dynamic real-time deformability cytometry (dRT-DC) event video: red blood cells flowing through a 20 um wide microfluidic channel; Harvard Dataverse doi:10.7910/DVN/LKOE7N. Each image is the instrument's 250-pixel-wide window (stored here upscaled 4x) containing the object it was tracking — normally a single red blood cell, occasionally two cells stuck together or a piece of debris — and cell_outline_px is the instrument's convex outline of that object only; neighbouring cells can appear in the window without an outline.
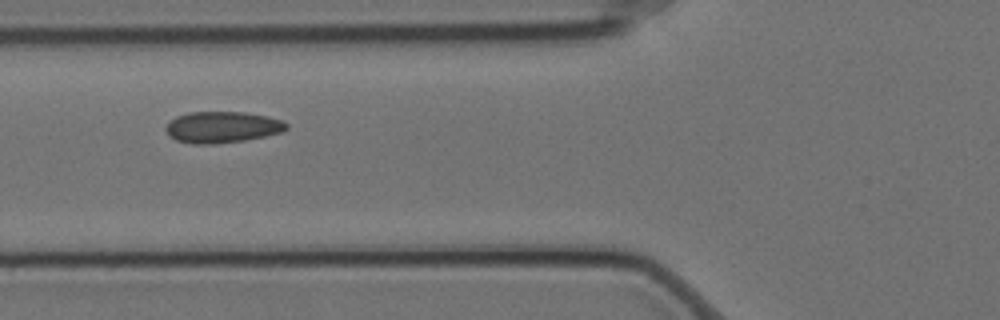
{"species": "Egyptian fruit bat (a non-hibernating species)", "species_latin": "Rousettus aegyptiacus", "temperature_condition": "cold", "stored_images_in_passage": 6, "camera_frame_rate_fps": 3000, "um_per_image_px": 0.085, "animal": {"sex": "female"}, "frame": {"image": 1, "passage_image": 4, "time_ms": 1.0, "image_size_px": [1000, 320], "cell_outline_px": [[288, 128], [284, 132], [244, 140], [216, 144], [192, 144], [176, 140], [168, 136], [164, 128], [176, 116], [188, 112], [244, 112], [268, 116], [280, 120], [288, 124]], "centroid_in_image_um": [18.88, 10.81], "position_along_channel_um": 106.9, "area_um2": 22.14}}
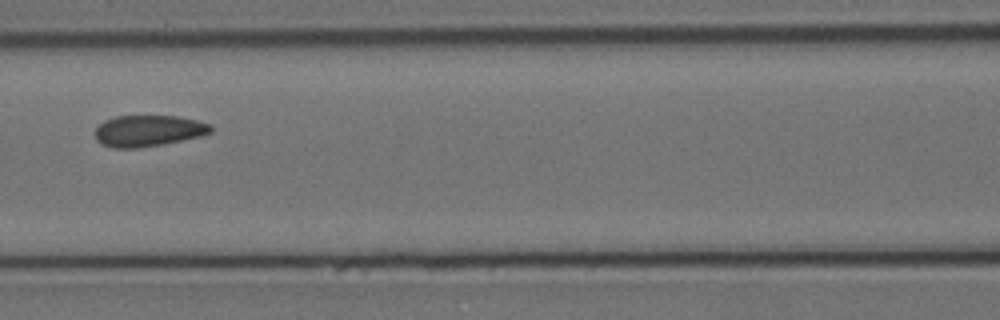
{"frame": {"image": 2, "passage_image": 5, "time_ms": 1.333, "image_size_px": [1000, 320], "cell_outline_px": [[212, 132], [200, 136], [164, 144], [136, 148], [112, 148], [100, 144], [96, 140], [96, 128], [104, 120], [116, 116], [176, 116], [196, 120], [212, 124]], "centroid_in_image_um": [12.6, 11.12], "position_along_channel_um": 154.0, "area_um2": 21.15}}
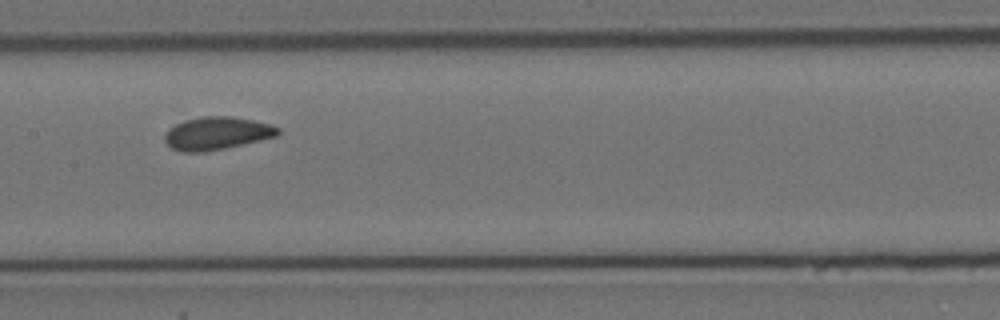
{"frame": {"image": 3, "passage_image": 6, "time_ms": 1.667, "image_size_px": [1000, 320], "cell_outline_px": [[280, 132], [276, 136], [224, 148], [204, 152], [184, 152], [172, 148], [164, 140], [164, 136], [168, 128], [184, 120], [200, 116], [232, 116], [252, 120], [268, 124], [280, 128]], "centroid_in_image_um": [18.39, 11.32], "position_along_channel_um": 189.0, "area_um2": 21.5}}